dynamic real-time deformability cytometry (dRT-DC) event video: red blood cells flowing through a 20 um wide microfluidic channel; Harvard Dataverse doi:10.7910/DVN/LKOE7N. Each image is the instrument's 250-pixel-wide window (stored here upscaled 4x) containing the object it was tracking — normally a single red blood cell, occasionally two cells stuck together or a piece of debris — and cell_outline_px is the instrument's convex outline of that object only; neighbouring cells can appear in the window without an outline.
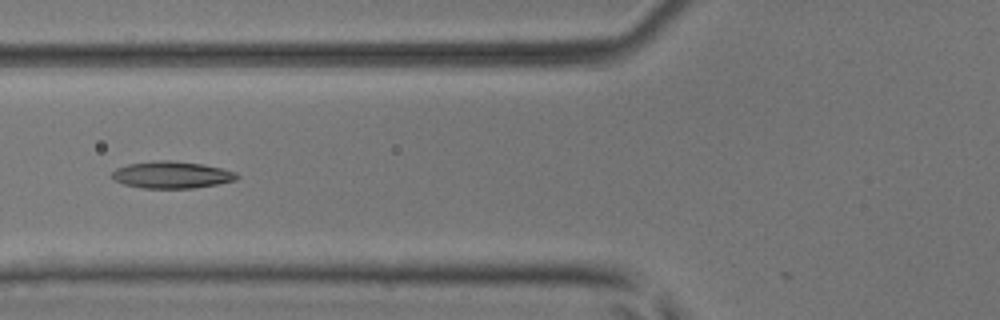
{"species": "common noctule bat (a hibernating species)", "species_latin": "Nyctalus noctula", "temperature_condition": "room temperature", "stored_images_in_passage": 7, "camera_frame_rate_fps": 3000, "um_per_image_px": 0.085, "animal": {"sex": "male", "body_mass_g": 17.9, "forearm_length_mm": 54.2}, "frame": {"image": 1, "passage_image": 6, "time_ms": 1.667, "image_size_px": [1000, 320], "cell_outline_px": [[240, 176], [236, 180], [216, 184], [192, 188], [144, 188], [124, 184], [116, 180], [112, 176], [112, 172], [116, 168], [128, 164], [160, 160], [172, 160], [204, 164], [236, 172]], "centroid_in_image_um": [14.62, 14.85], "position_along_channel_um": 111.2, "area_um2": 19.48}}